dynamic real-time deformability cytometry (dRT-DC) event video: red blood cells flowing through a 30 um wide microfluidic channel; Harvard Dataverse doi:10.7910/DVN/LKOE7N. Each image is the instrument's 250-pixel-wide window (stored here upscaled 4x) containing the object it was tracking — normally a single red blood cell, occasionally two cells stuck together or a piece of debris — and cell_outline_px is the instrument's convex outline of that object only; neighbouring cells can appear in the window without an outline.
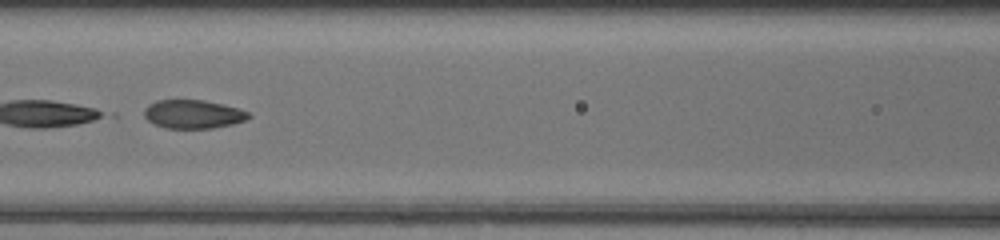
{"species": "common noctule bat (a hibernating species)", "species_latin": "Nyctalus noctula", "temperature_condition": "room temperature", "stored_images_in_passage": 48, "camera_frame_rate_fps": 3000, "um_per_image_px": 0.085, "animal": {"sex": "female", "body_mass_g": 20.0, "forearm_length_mm": 54.0}, "frame": {"image": 1, "passage_image": 23, "time_ms": 7.333, "image_size_px": [1000, 240], "cell_outline_px": [[252, 116], [244, 120], [232, 124], [212, 128], [164, 128], [148, 120], [144, 116], [144, 108], [148, 104], [156, 100], [204, 100], [224, 104], [240, 108], [248, 112]], "centroid_in_image_um": [16.41, 9.69], "position_along_channel_um": 150.2, "area_um2": 17.46}, "authors_computed_cell_mechanics": {"area_um2": 17.6868, "velocity_mm_per_s": 4.3038, "shape_relaxation_time_tau1_ms": 7.9435, "shape_relaxation_time_tau2_ms": 1.3939, "deformation_change_tau1": 0.263, "deformation_change_tau2": 0.0503}}